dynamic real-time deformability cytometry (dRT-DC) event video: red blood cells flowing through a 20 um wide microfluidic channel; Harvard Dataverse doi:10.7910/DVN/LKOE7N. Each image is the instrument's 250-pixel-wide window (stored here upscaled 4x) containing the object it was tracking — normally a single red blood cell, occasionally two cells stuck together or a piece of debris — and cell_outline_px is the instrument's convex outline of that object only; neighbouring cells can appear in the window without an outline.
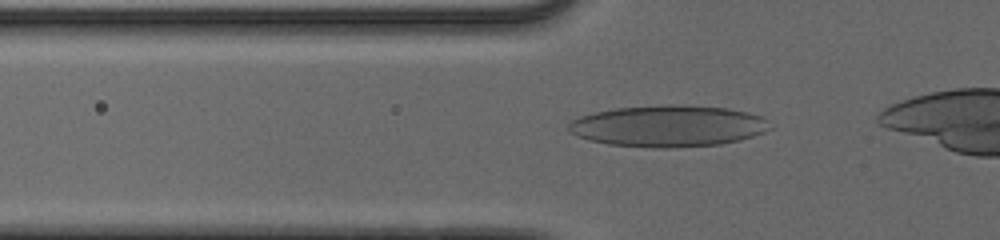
{"species": "human", "species_latin": "Homo sapiens", "temperature_condition": "cold", "stored_images_in_passage": 32, "camera_frame_rate_fps": 3000, "um_per_image_px": 0.085, "donor": {"sex": "male"}, "frame": {"image": 1, "passage_image": 3, "time_ms": 0.667, "image_size_px": [1000, 240], "cell_outline_px": [[772, 128], [764, 132], [740, 140], [720, 144], [668, 148], [652, 148], [608, 144], [588, 140], [568, 132], [568, 124], [572, 120], [580, 116], [596, 112], [616, 108], [664, 104], [672, 104], [728, 108], [748, 112], [764, 116], [768, 120]], "centroid_in_image_um": [56.81, 10.71], "position_along_channel_um": 69.0, "area_um2": 49.01}}
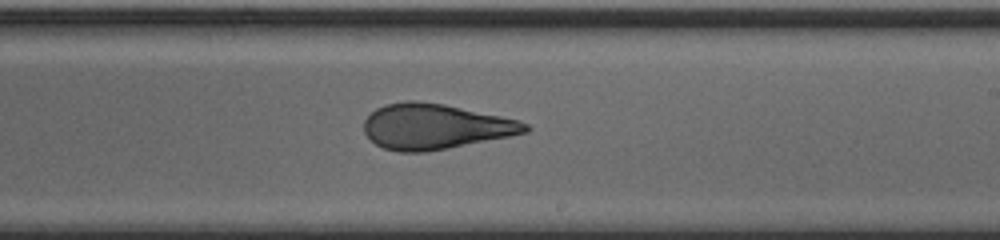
{"frame": {"image": 2, "passage_image": 17, "time_ms": 5.333, "image_size_px": [1000, 240], "cell_outline_px": [[532, 128], [528, 132], [448, 148], [424, 152], [400, 152], [384, 148], [376, 144], [364, 132], [364, 120], [376, 108], [384, 104], [404, 100], [416, 100], [444, 104], [520, 120], [528, 124]], "centroid_in_image_um": [36.98, 10.74], "position_along_channel_um": 252.0, "area_um2": 42.54}}
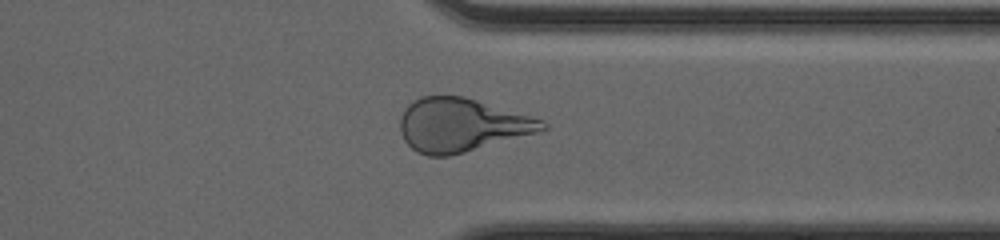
{"frame": {"image": 3, "passage_image": 26, "time_ms": 8.333, "image_size_px": [1000, 240], "cell_outline_px": [[548, 128], [536, 132], [464, 152], [448, 156], [428, 156], [416, 152], [404, 140], [400, 132], [400, 116], [404, 108], [408, 104], [420, 96], [464, 96], [544, 120], [548, 124]], "centroid_in_image_um": [39.18, 10.61], "position_along_channel_um": 372.2, "area_um2": 43.99}, "authors_computed_cell_mechanics": {"area_um2": 42.8009, "velocity_mm_per_s": 3.9834, "shape_relaxation_time_tau1_ms": 8.0856, "shape_relaxation_time_tau2_ms": 1.2674, "deformation_change_tau1": 0.2306, "deformation_change_tau2": 0.088}}